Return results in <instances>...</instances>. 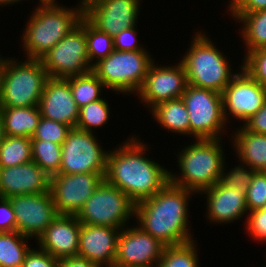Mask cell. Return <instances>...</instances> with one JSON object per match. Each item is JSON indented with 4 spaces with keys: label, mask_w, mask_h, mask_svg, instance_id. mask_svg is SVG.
<instances>
[{
    "label": "cell",
    "mask_w": 266,
    "mask_h": 267,
    "mask_svg": "<svg viewBox=\"0 0 266 267\" xmlns=\"http://www.w3.org/2000/svg\"><path fill=\"white\" fill-rule=\"evenodd\" d=\"M16 231V216L8 198L0 197V232Z\"/></svg>",
    "instance_id": "cell-42"
},
{
    "label": "cell",
    "mask_w": 266,
    "mask_h": 267,
    "mask_svg": "<svg viewBox=\"0 0 266 267\" xmlns=\"http://www.w3.org/2000/svg\"><path fill=\"white\" fill-rule=\"evenodd\" d=\"M38 107L43 118L76 127L79 108L73 98L69 78L49 77Z\"/></svg>",
    "instance_id": "cell-18"
},
{
    "label": "cell",
    "mask_w": 266,
    "mask_h": 267,
    "mask_svg": "<svg viewBox=\"0 0 266 267\" xmlns=\"http://www.w3.org/2000/svg\"><path fill=\"white\" fill-rule=\"evenodd\" d=\"M134 225L121 229L114 267H155L166 246Z\"/></svg>",
    "instance_id": "cell-17"
},
{
    "label": "cell",
    "mask_w": 266,
    "mask_h": 267,
    "mask_svg": "<svg viewBox=\"0 0 266 267\" xmlns=\"http://www.w3.org/2000/svg\"><path fill=\"white\" fill-rule=\"evenodd\" d=\"M86 39V19L63 37L40 59L49 77L70 78L92 71Z\"/></svg>",
    "instance_id": "cell-10"
},
{
    "label": "cell",
    "mask_w": 266,
    "mask_h": 267,
    "mask_svg": "<svg viewBox=\"0 0 266 267\" xmlns=\"http://www.w3.org/2000/svg\"><path fill=\"white\" fill-rule=\"evenodd\" d=\"M154 60L147 50H114L105 59L96 63L92 67V72L109 91H115L118 95H136Z\"/></svg>",
    "instance_id": "cell-7"
},
{
    "label": "cell",
    "mask_w": 266,
    "mask_h": 267,
    "mask_svg": "<svg viewBox=\"0 0 266 267\" xmlns=\"http://www.w3.org/2000/svg\"><path fill=\"white\" fill-rule=\"evenodd\" d=\"M71 129V126L41 117L31 140H47L62 145Z\"/></svg>",
    "instance_id": "cell-34"
},
{
    "label": "cell",
    "mask_w": 266,
    "mask_h": 267,
    "mask_svg": "<svg viewBox=\"0 0 266 267\" xmlns=\"http://www.w3.org/2000/svg\"><path fill=\"white\" fill-rule=\"evenodd\" d=\"M32 161L29 137L4 136L0 144V168L13 167Z\"/></svg>",
    "instance_id": "cell-28"
},
{
    "label": "cell",
    "mask_w": 266,
    "mask_h": 267,
    "mask_svg": "<svg viewBox=\"0 0 266 267\" xmlns=\"http://www.w3.org/2000/svg\"><path fill=\"white\" fill-rule=\"evenodd\" d=\"M245 221V230H247L249 238L252 237L254 242H265L266 244V205L249 212Z\"/></svg>",
    "instance_id": "cell-38"
},
{
    "label": "cell",
    "mask_w": 266,
    "mask_h": 267,
    "mask_svg": "<svg viewBox=\"0 0 266 267\" xmlns=\"http://www.w3.org/2000/svg\"><path fill=\"white\" fill-rule=\"evenodd\" d=\"M199 195L206 196L207 209L205 216L214 225L234 223L249 213L245 192L240 189L227 188L217 182Z\"/></svg>",
    "instance_id": "cell-21"
},
{
    "label": "cell",
    "mask_w": 266,
    "mask_h": 267,
    "mask_svg": "<svg viewBox=\"0 0 266 267\" xmlns=\"http://www.w3.org/2000/svg\"><path fill=\"white\" fill-rule=\"evenodd\" d=\"M31 144L32 161L50 177L58 174L62 160L61 144L47 140H31Z\"/></svg>",
    "instance_id": "cell-31"
},
{
    "label": "cell",
    "mask_w": 266,
    "mask_h": 267,
    "mask_svg": "<svg viewBox=\"0 0 266 267\" xmlns=\"http://www.w3.org/2000/svg\"><path fill=\"white\" fill-rule=\"evenodd\" d=\"M57 267H101L99 264L80 256L58 260Z\"/></svg>",
    "instance_id": "cell-44"
},
{
    "label": "cell",
    "mask_w": 266,
    "mask_h": 267,
    "mask_svg": "<svg viewBox=\"0 0 266 267\" xmlns=\"http://www.w3.org/2000/svg\"><path fill=\"white\" fill-rule=\"evenodd\" d=\"M58 260L46 251L37 247L31 248L26 254L22 267H57Z\"/></svg>",
    "instance_id": "cell-40"
},
{
    "label": "cell",
    "mask_w": 266,
    "mask_h": 267,
    "mask_svg": "<svg viewBox=\"0 0 266 267\" xmlns=\"http://www.w3.org/2000/svg\"><path fill=\"white\" fill-rule=\"evenodd\" d=\"M238 73L232 78L222 92L223 114L229 124L232 117L244 123L256 114L266 101V87L255 81L241 66ZM231 115V117H230ZM242 121V122H241Z\"/></svg>",
    "instance_id": "cell-12"
},
{
    "label": "cell",
    "mask_w": 266,
    "mask_h": 267,
    "mask_svg": "<svg viewBox=\"0 0 266 267\" xmlns=\"http://www.w3.org/2000/svg\"><path fill=\"white\" fill-rule=\"evenodd\" d=\"M104 176L105 173H58L51 176L49 191L58 215H77Z\"/></svg>",
    "instance_id": "cell-13"
},
{
    "label": "cell",
    "mask_w": 266,
    "mask_h": 267,
    "mask_svg": "<svg viewBox=\"0 0 266 267\" xmlns=\"http://www.w3.org/2000/svg\"><path fill=\"white\" fill-rule=\"evenodd\" d=\"M5 134H4V128H3V121L0 116V144L3 141Z\"/></svg>",
    "instance_id": "cell-46"
},
{
    "label": "cell",
    "mask_w": 266,
    "mask_h": 267,
    "mask_svg": "<svg viewBox=\"0 0 266 267\" xmlns=\"http://www.w3.org/2000/svg\"><path fill=\"white\" fill-rule=\"evenodd\" d=\"M27 240H33L17 231L0 232V267H22L26 254L32 248Z\"/></svg>",
    "instance_id": "cell-27"
},
{
    "label": "cell",
    "mask_w": 266,
    "mask_h": 267,
    "mask_svg": "<svg viewBox=\"0 0 266 267\" xmlns=\"http://www.w3.org/2000/svg\"><path fill=\"white\" fill-rule=\"evenodd\" d=\"M6 136L31 138L41 119L38 105L29 107H0Z\"/></svg>",
    "instance_id": "cell-24"
},
{
    "label": "cell",
    "mask_w": 266,
    "mask_h": 267,
    "mask_svg": "<svg viewBox=\"0 0 266 267\" xmlns=\"http://www.w3.org/2000/svg\"><path fill=\"white\" fill-rule=\"evenodd\" d=\"M0 57V107L37 106L49 76L40 59Z\"/></svg>",
    "instance_id": "cell-6"
},
{
    "label": "cell",
    "mask_w": 266,
    "mask_h": 267,
    "mask_svg": "<svg viewBox=\"0 0 266 267\" xmlns=\"http://www.w3.org/2000/svg\"><path fill=\"white\" fill-rule=\"evenodd\" d=\"M195 194L168 182L151 198L135 204L134 223L165 246L190 242L195 237L190 232L188 207Z\"/></svg>",
    "instance_id": "cell-2"
},
{
    "label": "cell",
    "mask_w": 266,
    "mask_h": 267,
    "mask_svg": "<svg viewBox=\"0 0 266 267\" xmlns=\"http://www.w3.org/2000/svg\"><path fill=\"white\" fill-rule=\"evenodd\" d=\"M214 43L200 29L192 35L190 47L181 56L180 62L186 73L187 84L222 94L237 72L231 69L232 62Z\"/></svg>",
    "instance_id": "cell-5"
},
{
    "label": "cell",
    "mask_w": 266,
    "mask_h": 267,
    "mask_svg": "<svg viewBox=\"0 0 266 267\" xmlns=\"http://www.w3.org/2000/svg\"><path fill=\"white\" fill-rule=\"evenodd\" d=\"M149 112L157 124L167 131L190 137L189 114L182 98L168 100L154 106Z\"/></svg>",
    "instance_id": "cell-25"
},
{
    "label": "cell",
    "mask_w": 266,
    "mask_h": 267,
    "mask_svg": "<svg viewBox=\"0 0 266 267\" xmlns=\"http://www.w3.org/2000/svg\"><path fill=\"white\" fill-rule=\"evenodd\" d=\"M189 114L190 137L195 139H223L228 129L223 114L222 94L214 90L187 84L181 96Z\"/></svg>",
    "instance_id": "cell-9"
},
{
    "label": "cell",
    "mask_w": 266,
    "mask_h": 267,
    "mask_svg": "<svg viewBox=\"0 0 266 267\" xmlns=\"http://www.w3.org/2000/svg\"><path fill=\"white\" fill-rule=\"evenodd\" d=\"M28 17L21 36L24 57L41 59L63 37L69 34L83 18V3L66 7L57 1L38 2Z\"/></svg>",
    "instance_id": "cell-3"
},
{
    "label": "cell",
    "mask_w": 266,
    "mask_h": 267,
    "mask_svg": "<svg viewBox=\"0 0 266 267\" xmlns=\"http://www.w3.org/2000/svg\"><path fill=\"white\" fill-rule=\"evenodd\" d=\"M110 108V104L103 97L79 108L76 128L95 133L97 128L100 129L108 123L111 113Z\"/></svg>",
    "instance_id": "cell-32"
},
{
    "label": "cell",
    "mask_w": 266,
    "mask_h": 267,
    "mask_svg": "<svg viewBox=\"0 0 266 267\" xmlns=\"http://www.w3.org/2000/svg\"><path fill=\"white\" fill-rule=\"evenodd\" d=\"M169 66L151 63L144 82L137 92L140 103L149 111L159 103L181 98L187 86L186 73L180 61Z\"/></svg>",
    "instance_id": "cell-15"
},
{
    "label": "cell",
    "mask_w": 266,
    "mask_h": 267,
    "mask_svg": "<svg viewBox=\"0 0 266 267\" xmlns=\"http://www.w3.org/2000/svg\"><path fill=\"white\" fill-rule=\"evenodd\" d=\"M137 26L123 29L121 32L113 36L114 50L119 51H138L147 50V47L141 45L137 39Z\"/></svg>",
    "instance_id": "cell-39"
},
{
    "label": "cell",
    "mask_w": 266,
    "mask_h": 267,
    "mask_svg": "<svg viewBox=\"0 0 266 267\" xmlns=\"http://www.w3.org/2000/svg\"><path fill=\"white\" fill-rule=\"evenodd\" d=\"M49 188L50 176L34 161L13 167L0 168L1 198L25 194H42L49 192Z\"/></svg>",
    "instance_id": "cell-22"
},
{
    "label": "cell",
    "mask_w": 266,
    "mask_h": 267,
    "mask_svg": "<svg viewBox=\"0 0 266 267\" xmlns=\"http://www.w3.org/2000/svg\"><path fill=\"white\" fill-rule=\"evenodd\" d=\"M69 83L78 108L102 99V90L106 88L103 82L92 71L82 76L70 77Z\"/></svg>",
    "instance_id": "cell-29"
},
{
    "label": "cell",
    "mask_w": 266,
    "mask_h": 267,
    "mask_svg": "<svg viewBox=\"0 0 266 267\" xmlns=\"http://www.w3.org/2000/svg\"><path fill=\"white\" fill-rule=\"evenodd\" d=\"M95 133L72 128L61 145L59 173H105L108 150L101 148ZM99 142V143H98Z\"/></svg>",
    "instance_id": "cell-11"
},
{
    "label": "cell",
    "mask_w": 266,
    "mask_h": 267,
    "mask_svg": "<svg viewBox=\"0 0 266 267\" xmlns=\"http://www.w3.org/2000/svg\"><path fill=\"white\" fill-rule=\"evenodd\" d=\"M197 246L196 240L166 246L160 261L155 267H201L199 266Z\"/></svg>",
    "instance_id": "cell-30"
},
{
    "label": "cell",
    "mask_w": 266,
    "mask_h": 267,
    "mask_svg": "<svg viewBox=\"0 0 266 267\" xmlns=\"http://www.w3.org/2000/svg\"><path fill=\"white\" fill-rule=\"evenodd\" d=\"M229 15L241 24L239 34L246 47L244 54L258 48H266V9L254 13Z\"/></svg>",
    "instance_id": "cell-26"
},
{
    "label": "cell",
    "mask_w": 266,
    "mask_h": 267,
    "mask_svg": "<svg viewBox=\"0 0 266 267\" xmlns=\"http://www.w3.org/2000/svg\"><path fill=\"white\" fill-rule=\"evenodd\" d=\"M86 39L89 63L93 67L114 51L113 36L101 32L86 20ZM94 61V62H93Z\"/></svg>",
    "instance_id": "cell-33"
},
{
    "label": "cell",
    "mask_w": 266,
    "mask_h": 267,
    "mask_svg": "<svg viewBox=\"0 0 266 267\" xmlns=\"http://www.w3.org/2000/svg\"><path fill=\"white\" fill-rule=\"evenodd\" d=\"M242 62L241 68L261 86L266 87V48L246 52Z\"/></svg>",
    "instance_id": "cell-36"
},
{
    "label": "cell",
    "mask_w": 266,
    "mask_h": 267,
    "mask_svg": "<svg viewBox=\"0 0 266 267\" xmlns=\"http://www.w3.org/2000/svg\"><path fill=\"white\" fill-rule=\"evenodd\" d=\"M120 232L109 226L81 223L78 256L101 267H114Z\"/></svg>",
    "instance_id": "cell-20"
},
{
    "label": "cell",
    "mask_w": 266,
    "mask_h": 267,
    "mask_svg": "<svg viewBox=\"0 0 266 267\" xmlns=\"http://www.w3.org/2000/svg\"><path fill=\"white\" fill-rule=\"evenodd\" d=\"M135 136L109 150L104 180L136 204L159 192L169 182V171L145 156L149 145Z\"/></svg>",
    "instance_id": "cell-1"
},
{
    "label": "cell",
    "mask_w": 266,
    "mask_h": 267,
    "mask_svg": "<svg viewBox=\"0 0 266 267\" xmlns=\"http://www.w3.org/2000/svg\"><path fill=\"white\" fill-rule=\"evenodd\" d=\"M222 139H196L176 155L179 172L169 170V182L199 195L219 182L225 165Z\"/></svg>",
    "instance_id": "cell-4"
},
{
    "label": "cell",
    "mask_w": 266,
    "mask_h": 267,
    "mask_svg": "<svg viewBox=\"0 0 266 267\" xmlns=\"http://www.w3.org/2000/svg\"><path fill=\"white\" fill-rule=\"evenodd\" d=\"M24 0H0V7H5V6H10L14 5V4H19L20 2H22Z\"/></svg>",
    "instance_id": "cell-45"
},
{
    "label": "cell",
    "mask_w": 266,
    "mask_h": 267,
    "mask_svg": "<svg viewBox=\"0 0 266 267\" xmlns=\"http://www.w3.org/2000/svg\"><path fill=\"white\" fill-rule=\"evenodd\" d=\"M48 1H56V0H39V2H48ZM58 2V0H57Z\"/></svg>",
    "instance_id": "cell-47"
},
{
    "label": "cell",
    "mask_w": 266,
    "mask_h": 267,
    "mask_svg": "<svg viewBox=\"0 0 266 267\" xmlns=\"http://www.w3.org/2000/svg\"><path fill=\"white\" fill-rule=\"evenodd\" d=\"M227 163L225 162L223 172L220 176L219 182L227 188H237L246 193L249 184L252 181V178L256 171L251 169L245 164H238L234 168H229L228 172L225 169Z\"/></svg>",
    "instance_id": "cell-35"
},
{
    "label": "cell",
    "mask_w": 266,
    "mask_h": 267,
    "mask_svg": "<svg viewBox=\"0 0 266 267\" xmlns=\"http://www.w3.org/2000/svg\"><path fill=\"white\" fill-rule=\"evenodd\" d=\"M227 14H247L266 9V0H230Z\"/></svg>",
    "instance_id": "cell-41"
},
{
    "label": "cell",
    "mask_w": 266,
    "mask_h": 267,
    "mask_svg": "<svg viewBox=\"0 0 266 267\" xmlns=\"http://www.w3.org/2000/svg\"><path fill=\"white\" fill-rule=\"evenodd\" d=\"M135 203L105 180L87 199L76 217L82 224L125 228L134 219Z\"/></svg>",
    "instance_id": "cell-8"
},
{
    "label": "cell",
    "mask_w": 266,
    "mask_h": 267,
    "mask_svg": "<svg viewBox=\"0 0 266 267\" xmlns=\"http://www.w3.org/2000/svg\"><path fill=\"white\" fill-rule=\"evenodd\" d=\"M241 125L245 130L258 134H266V101L256 114Z\"/></svg>",
    "instance_id": "cell-43"
},
{
    "label": "cell",
    "mask_w": 266,
    "mask_h": 267,
    "mask_svg": "<svg viewBox=\"0 0 266 267\" xmlns=\"http://www.w3.org/2000/svg\"><path fill=\"white\" fill-rule=\"evenodd\" d=\"M8 199L16 216V231L35 241L58 216L50 191Z\"/></svg>",
    "instance_id": "cell-16"
},
{
    "label": "cell",
    "mask_w": 266,
    "mask_h": 267,
    "mask_svg": "<svg viewBox=\"0 0 266 267\" xmlns=\"http://www.w3.org/2000/svg\"><path fill=\"white\" fill-rule=\"evenodd\" d=\"M82 3L83 17L99 31L115 36L123 29L137 26L142 0H82Z\"/></svg>",
    "instance_id": "cell-14"
},
{
    "label": "cell",
    "mask_w": 266,
    "mask_h": 267,
    "mask_svg": "<svg viewBox=\"0 0 266 267\" xmlns=\"http://www.w3.org/2000/svg\"><path fill=\"white\" fill-rule=\"evenodd\" d=\"M80 229L76 215H58L36 244L57 260L78 256Z\"/></svg>",
    "instance_id": "cell-19"
},
{
    "label": "cell",
    "mask_w": 266,
    "mask_h": 267,
    "mask_svg": "<svg viewBox=\"0 0 266 267\" xmlns=\"http://www.w3.org/2000/svg\"><path fill=\"white\" fill-rule=\"evenodd\" d=\"M245 197L249 212L266 205V172H255Z\"/></svg>",
    "instance_id": "cell-37"
},
{
    "label": "cell",
    "mask_w": 266,
    "mask_h": 267,
    "mask_svg": "<svg viewBox=\"0 0 266 267\" xmlns=\"http://www.w3.org/2000/svg\"><path fill=\"white\" fill-rule=\"evenodd\" d=\"M234 129L230 142L238 162L256 172H266V134L245 130L241 125Z\"/></svg>",
    "instance_id": "cell-23"
}]
</instances>
